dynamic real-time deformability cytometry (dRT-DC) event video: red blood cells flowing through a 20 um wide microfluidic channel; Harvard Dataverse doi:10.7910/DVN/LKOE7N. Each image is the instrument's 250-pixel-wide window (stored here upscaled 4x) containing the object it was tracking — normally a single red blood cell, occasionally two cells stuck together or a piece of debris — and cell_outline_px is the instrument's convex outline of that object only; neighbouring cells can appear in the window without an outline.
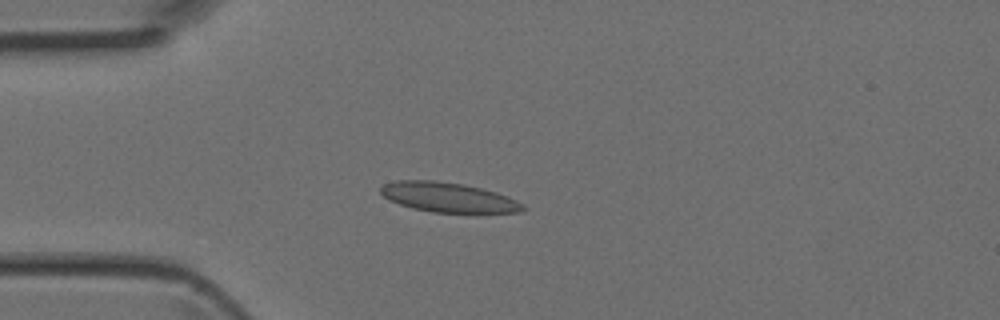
{"species": "Egyptian fruit bat (a non-hibernating species)", "species_latin": "Rousettus aegyptiacus", "temperature_condition": "room temperature", "stored_images_in_passage": 2, "camera_frame_rate_fps": 3000, "um_per_image_px": 0.085, "animal": {"sex": "female"}, "frame": {"image": 1, "passage_image": 2, "time_ms": 0.333, "image_size_px": [1000, 320], "cell_outline_px": [[528, 208], [520, 212], [432, 212], [412, 208], [388, 200], [380, 192], [380, 188], [384, 184], [396, 180], [436, 180], [464, 184], [496, 192], [508, 196], [524, 204]], "centroid_in_image_um": [38.1, 16.76], "position_along_channel_um": 46.9, "area_um2": 24.62}}